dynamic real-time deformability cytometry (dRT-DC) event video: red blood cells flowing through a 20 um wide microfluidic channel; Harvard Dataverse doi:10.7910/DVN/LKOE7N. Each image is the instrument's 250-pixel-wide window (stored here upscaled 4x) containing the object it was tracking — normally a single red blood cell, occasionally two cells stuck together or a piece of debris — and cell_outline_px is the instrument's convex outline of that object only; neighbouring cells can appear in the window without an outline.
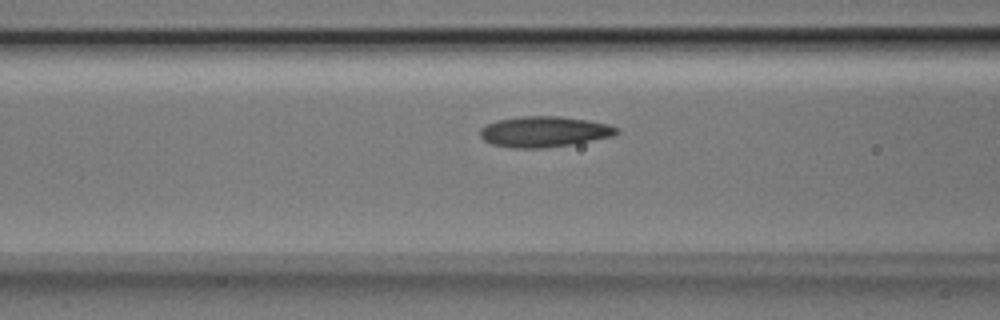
{"species": "Egyptian fruit bat (a non-hibernating species)", "species_latin": "Rousettus aegyptiacus", "temperature_condition": "room temperature", "stored_images_in_passage": 34, "camera_frame_rate_fps": 3000, "um_per_image_px": 0.085, "animal": {"sex": "male"}, "frame": {"image": 1, "passage_image": 16, "time_ms": 5.0, "image_size_px": [1000, 320], "cell_outline_px": [[620, 132], [612, 136], [572, 144], [544, 148], [512, 148], [492, 144], [484, 140], [480, 136], [480, 128], [496, 120], [524, 116], [560, 116], [588, 120], [608, 124], [616, 128]], "centroid_in_image_um": [46.23, 11.19], "position_along_channel_um": 120.4, "area_um2": 24.33}}
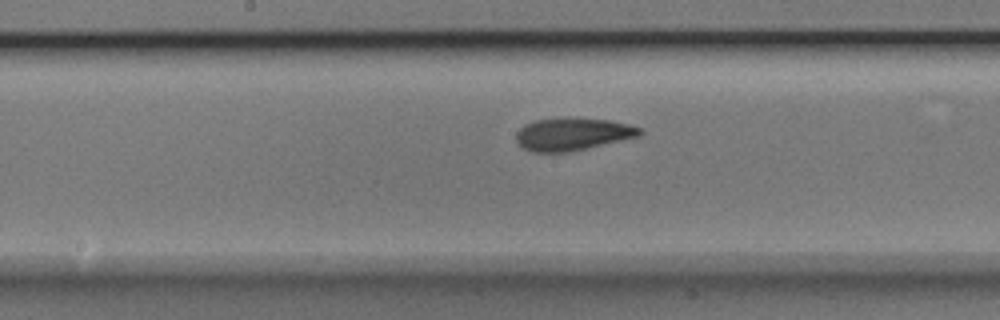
{"frame": {"image": 2, "passage_image": 22, "time_ms": 7.0, "image_size_px": [1000, 320], "cell_outline_px": [[644, 132], [640, 136], [568, 152], [532, 152], [516, 144], [516, 132], [524, 124], [532, 120], [556, 116], [608, 120], [628, 124], [644, 128]], "centroid_in_image_um": [48.63, 11.37], "position_along_channel_um": 199.6, "area_um2": 23.99}}
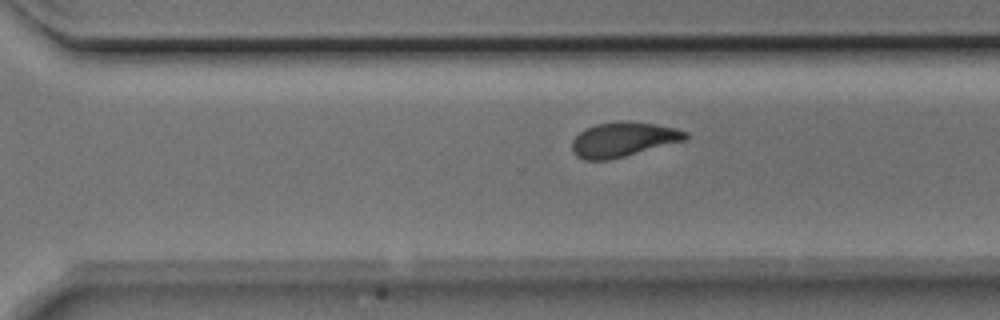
{"frame": {"image": 3, "passage_image": 31, "time_ms": 10.0, "image_size_px": [1000, 320], "cell_outline_px": [[688, 140], [608, 160], [584, 160], [576, 156], [572, 152], [572, 140], [584, 128], [596, 124], [620, 120], [628, 120], [676, 128], [688, 132]], "centroid_in_image_um": [52.97, 11.85], "position_along_channel_um": 317.6, "area_um2": 23.12}}